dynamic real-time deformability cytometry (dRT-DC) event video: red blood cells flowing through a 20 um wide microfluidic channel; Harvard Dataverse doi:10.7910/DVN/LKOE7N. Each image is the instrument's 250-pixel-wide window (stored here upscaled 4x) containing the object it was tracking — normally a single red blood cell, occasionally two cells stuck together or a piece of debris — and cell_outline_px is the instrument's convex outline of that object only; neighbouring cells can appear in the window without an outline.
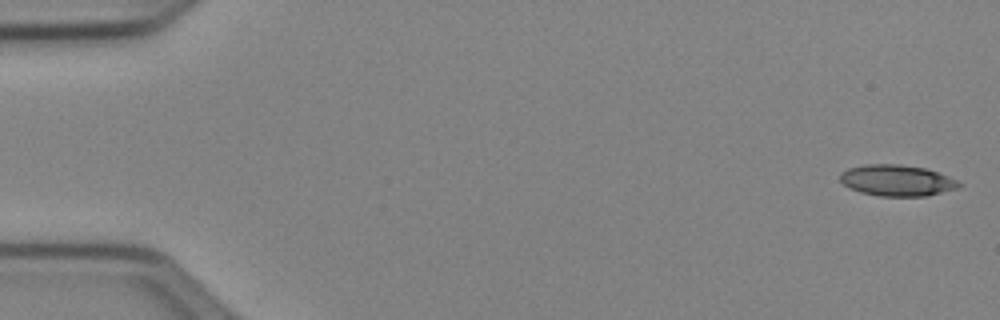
{"species": "Egyptian fruit bat (a non-hibernating species)", "species_latin": "Rousettus aegyptiacus", "temperature_condition": "cold", "stored_images_in_passage": 51, "camera_frame_rate_fps": 3000, "um_per_image_px": 0.085, "animal": {"sex": "female"}, "frame": {"image": 1, "passage_image": 1, "time_ms": 0.0, "image_size_px": [1000, 320], "cell_outline_px": [[964, 184], [960, 188], [924, 196], [880, 196], [860, 192], [848, 188], [840, 180], [840, 172], [848, 168], [864, 164], [900, 164], [924, 168], [948, 176]], "centroid_in_image_um": [76.22, 15.33], "position_along_channel_um": 8.8, "area_um2": 21.68}}
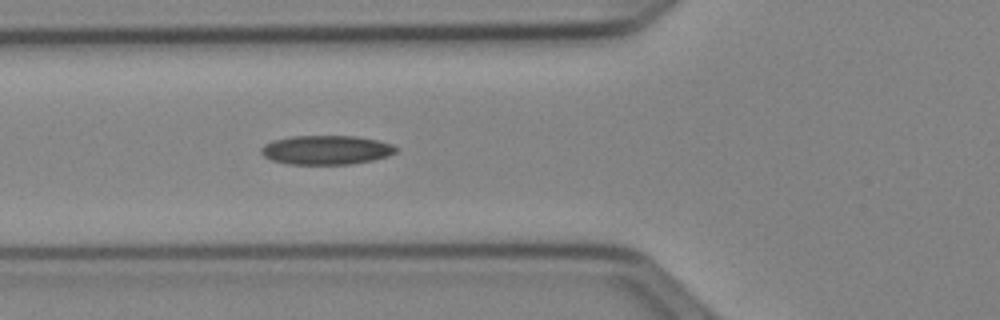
{"frame": {"image": 2, "passage_image": 19, "time_ms": 6.0, "image_size_px": [1000, 320], "cell_outline_px": [[400, 148], [396, 152], [388, 156], [372, 160], [352, 164], [288, 164], [272, 160], [264, 156], [260, 152], [260, 148], [264, 144], [272, 140], [292, 136], [356, 136], [376, 140], [392, 144]], "centroid_in_image_um": [27.73, 12.74], "position_along_channel_um": 98.1, "area_um2": 23.0}}
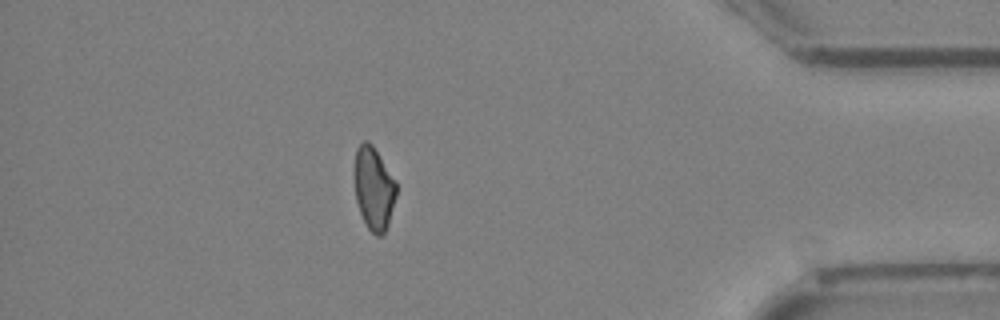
{"frame": {"image": 3, "passage_image": 45, "time_ms": 14.667, "image_size_px": [1000, 320], "cell_outline_px": [[396, 196], [388, 224], [384, 236], [376, 236], [368, 228], [360, 212], [356, 200], [352, 176], [352, 168], [356, 148], [364, 140], [368, 140], [372, 144], [396, 184]], "centroid_in_image_um": [31.71, 16.0], "position_along_channel_um": 403.5, "area_um2": 20.46}}